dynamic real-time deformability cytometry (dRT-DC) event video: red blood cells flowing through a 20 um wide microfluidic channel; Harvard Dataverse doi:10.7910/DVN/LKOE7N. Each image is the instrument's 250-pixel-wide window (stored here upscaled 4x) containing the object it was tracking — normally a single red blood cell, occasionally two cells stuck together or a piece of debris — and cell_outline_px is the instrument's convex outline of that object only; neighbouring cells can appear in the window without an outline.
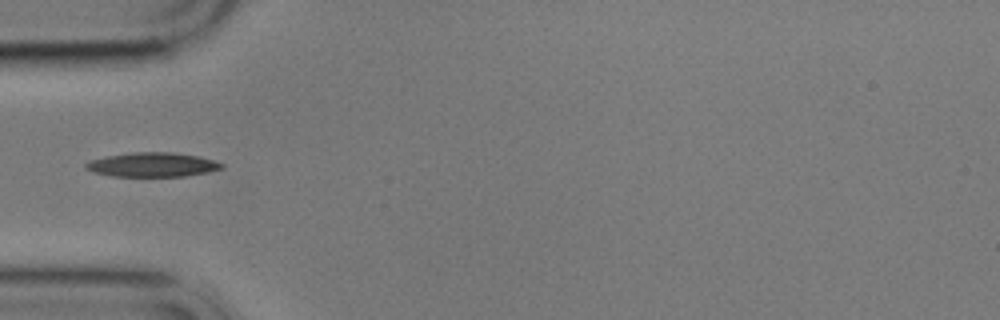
{"species": "common noctule bat (a hibernating species)", "species_latin": "Nyctalus noctula", "temperature_condition": "cold", "stored_images_in_passage": 5, "camera_frame_rate_fps": 3000, "um_per_image_px": 0.085, "animal": {"sex": "male", "body_mass_g": 17.9}, "frame": {"image": 1, "passage_image": 1, "time_ms": 0.0, "image_size_px": [1000, 320], "cell_outline_px": [[224, 168], [208, 172], [184, 176], [112, 176], [92, 172], [84, 168], [84, 164], [92, 160], [108, 156], [136, 152], [172, 152], [196, 156], [212, 160], [224, 164]], "centroid_in_image_um": [12.95, 14.0], "position_along_channel_um": 72.1, "area_um2": 19.02}}
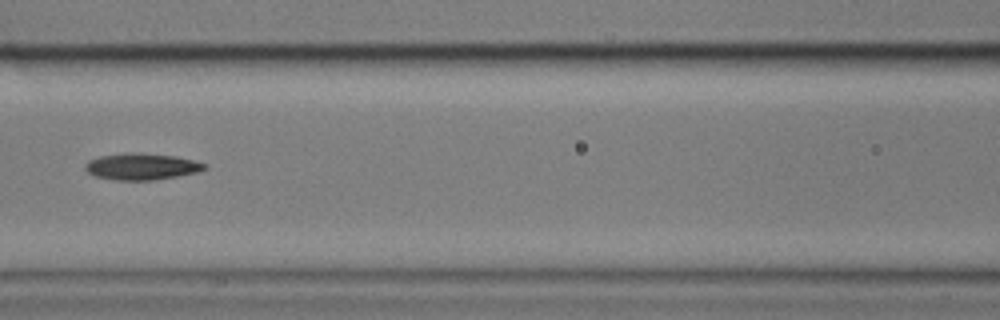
{"frame": {"image": 2, "passage_image": 3, "time_ms": 2.333, "image_size_px": [1000, 320], "cell_outline_px": [[208, 168], [196, 172], [156, 180], [116, 180], [96, 176], [88, 172], [84, 168], [84, 164], [88, 160], [100, 156], [132, 152], [136, 152], [176, 156], [196, 160], [208, 164]], "centroid_in_image_um": [12.06, 14.15], "position_along_channel_um": 154.5, "area_um2": 18.55}}
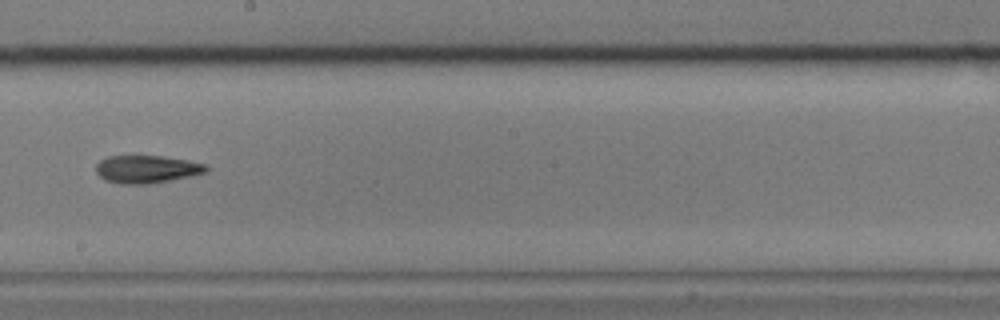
{"frame": {"image": 3, "passage_image": 5, "time_ms": 4.667, "image_size_px": [1000, 320], "cell_outline_px": [[208, 172], [192, 176], [148, 184], [120, 184], [104, 180], [96, 172], [96, 164], [100, 160], [108, 156], [164, 156], [188, 160], [208, 164]], "centroid_in_image_um": [12.5, 14.38], "position_along_channel_um": 235.7, "area_um2": 18.03}}